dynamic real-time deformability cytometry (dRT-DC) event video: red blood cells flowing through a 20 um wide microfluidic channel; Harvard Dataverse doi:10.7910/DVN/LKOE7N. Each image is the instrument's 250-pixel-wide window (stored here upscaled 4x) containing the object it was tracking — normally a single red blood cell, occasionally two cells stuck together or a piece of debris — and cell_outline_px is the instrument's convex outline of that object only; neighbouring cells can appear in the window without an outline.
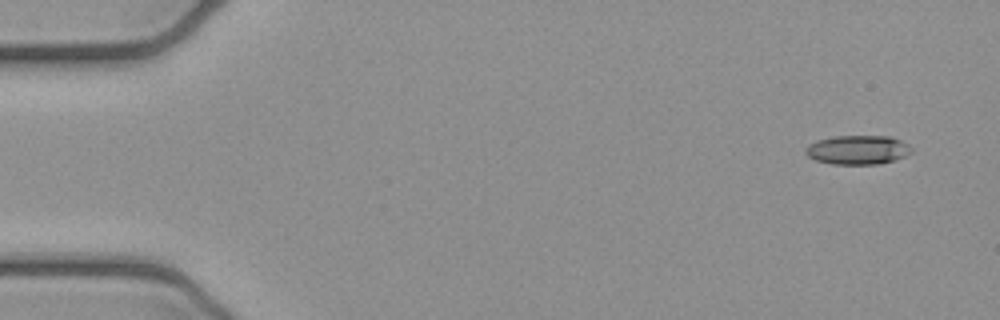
{"species": "common noctule bat (a hibernating species)", "species_latin": "Nyctalus noctula", "temperature_condition": "cold", "stored_images_in_passage": 6, "camera_frame_rate_fps": 3000, "um_per_image_px": 0.085, "animal": {"sex": "female", "body_mass_g": 21.9}, "frame": {"image": 1, "passage_image": 1, "time_ms": 0.0, "image_size_px": [1000, 320], "cell_outline_px": [[912, 152], [896, 160], [880, 164], [832, 164], [816, 160], [808, 156], [804, 152], [804, 148], [808, 144], [816, 140], [836, 136], [892, 136], [908, 144], [912, 148]], "centroid_in_image_um": [72.9, 12.73], "position_along_channel_um": 12.1, "area_um2": 18.15}}
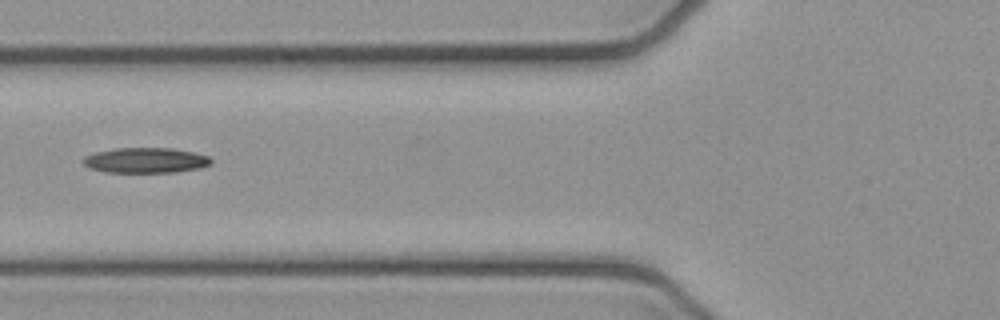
{"frame": {"image": 2, "passage_image": 5, "time_ms": 1.333, "image_size_px": [1000, 320], "cell_outline_px": [[212, 164], [200, 168], [176, 172], [104, 172], [92, 168], [84, 164], [80, 160], [84, 156], [96, 152], [116, 148], [172, 148], [192, 152], [208, 156], [212, 160]], "centroid_in_image_um": [12.38, 13.63], "position_along_channel_um": 113.4, "area_um2": 18.84}}
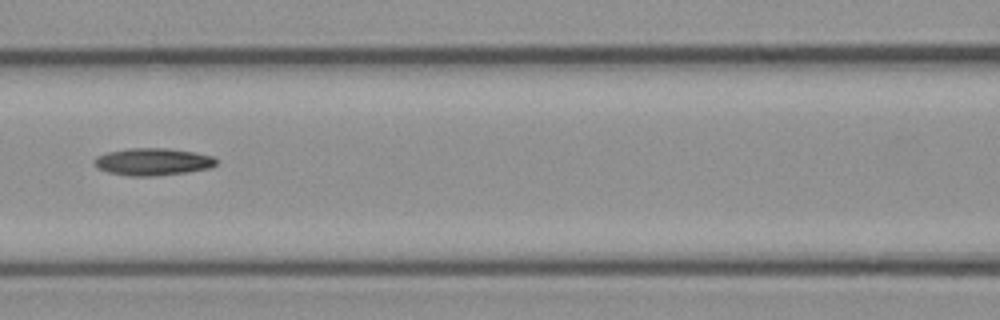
{"frame": {"image": 3, "passage_image": 6, "time_ms": 1.667, "image_size_px": [1000, 320], "cell_outline_px": [[216, 164], [208, 168], [188, 172], [156, 176], [132, 176], [108, 172], [96, 168], [92, 164], [92, 160], [96, 156], [108, 152], [128, 148], [168, 148], [196, 152], [212, 156], [216, 160]], "centroid_in_image_um": [12.94, 13.74], "position_along_channel_um": 153.7, "area_um2": 19.54}}